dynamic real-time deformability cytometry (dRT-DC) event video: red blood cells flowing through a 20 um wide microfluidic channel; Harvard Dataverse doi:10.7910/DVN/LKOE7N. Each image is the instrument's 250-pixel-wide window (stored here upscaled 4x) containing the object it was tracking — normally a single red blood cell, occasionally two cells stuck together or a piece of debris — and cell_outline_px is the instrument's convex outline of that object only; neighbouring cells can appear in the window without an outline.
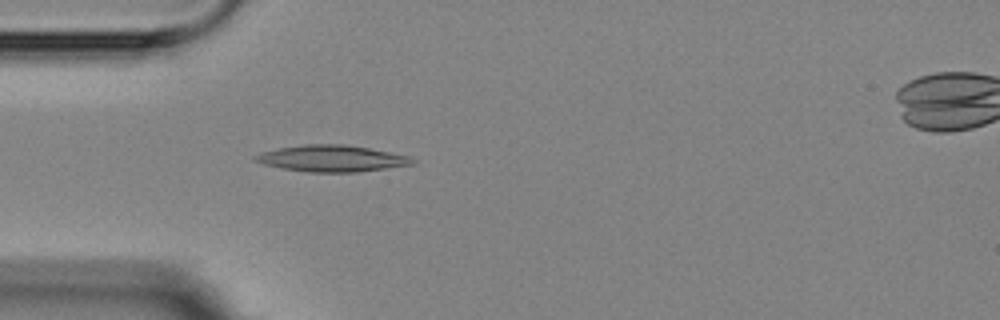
{"species": "Egyptian fruit bat (a non-hibernating species)", "species_latin": "Rousettus aegyptiacus", "temperature_condition": "room temperature", "stored_images_in_passage": 5, "camera_frame_rate_fps": 3000, "um_per_image_px": 0.085, "animal": {"sex": "female"}, "frame": {"image": 1, "passage_image": 4, "time_ms": 3.333, "image_size_px": [1000, 320], "cell_outline_px": [[416, 164], [356, 172], [308, 172], [280, 168], [264, 164], [252, 160], [252, 156], [260, 152], [280, 148], [304, 144], [344, 144], [368, 148], [408, 156], [416, 160]], "centroid_in_image_um": [28.16, 13.47], "position_along_channel_um": 56.8, "area_um2": 24.22}}